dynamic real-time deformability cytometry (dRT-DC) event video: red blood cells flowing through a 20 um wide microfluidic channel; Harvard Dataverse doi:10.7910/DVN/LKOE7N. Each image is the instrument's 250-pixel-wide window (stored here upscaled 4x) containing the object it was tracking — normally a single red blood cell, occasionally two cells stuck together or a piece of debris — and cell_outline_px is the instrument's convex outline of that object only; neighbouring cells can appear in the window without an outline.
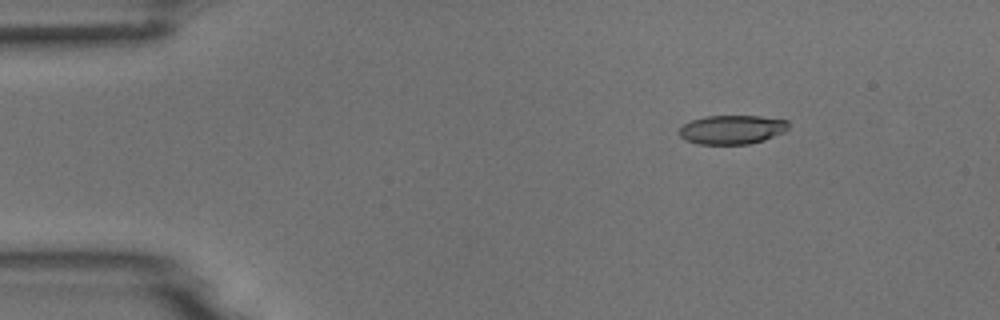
{"species": "common noctule bat (a hibernating species)", "species_latin": "Nyctalus noctula", "temperature_condition": "room temperature", "stored_images_in_passage": 7, "camera_frame_rate_fps": 3000, "um_per_image_px": 0.085, "animal": {"sex": "male", "body_mass_g": 18.8}, "frame": {"image": 1, "passage_image": 3, "time_ms": 2.333, "image_size_px": [1000, 320], "cell_outline_px": [[788, 128], [784, 132], [764, 140], [748, 144], [696, 144], [684, 140], [680, 136], [680, 128], [684, 124], [692, 120], [704, 116], [760, 116], [788, 120]], "centroid_in_image_um": [62.21, 11.02], "position_along_channel_um": 22.8, "area_um2": 18.5}}